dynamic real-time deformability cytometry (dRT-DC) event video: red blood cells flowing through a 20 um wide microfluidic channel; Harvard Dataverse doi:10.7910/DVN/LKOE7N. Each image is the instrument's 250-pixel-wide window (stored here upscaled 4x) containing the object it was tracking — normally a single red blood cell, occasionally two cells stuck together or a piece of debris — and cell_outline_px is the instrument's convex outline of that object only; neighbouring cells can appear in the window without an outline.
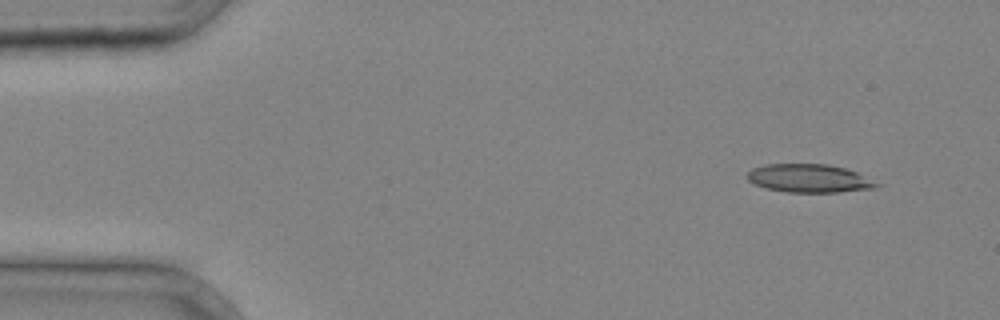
{"species": "common noctule bat (a hibernating species)", "species_latin": "Nyctalus noctula", "temperature_condition": "cold", "stored_images_in_passage": 3, "camera_frame_rate_fps": 3000, "um_per_image_px": 0.085, "animal": {"sex": "male", "body_mass_g": 20.4}, "frame": {"image": 1, "passage_image": 1, "time_ms": 0.0, "image_size_px": [1000, 320], "cell_outline_px": [[880, 184], [876, 188], [836, 192], [788, 192], [768, 188], [756, 184], [748, 180], [748, 172], [752, 168], [764, 164], [828, 164], [844, 168], [856, 172]], "centroid_in_image_um": [68.77, 15.15], "position_along_channel_um": 16.2, "area_um2": 21.04}}
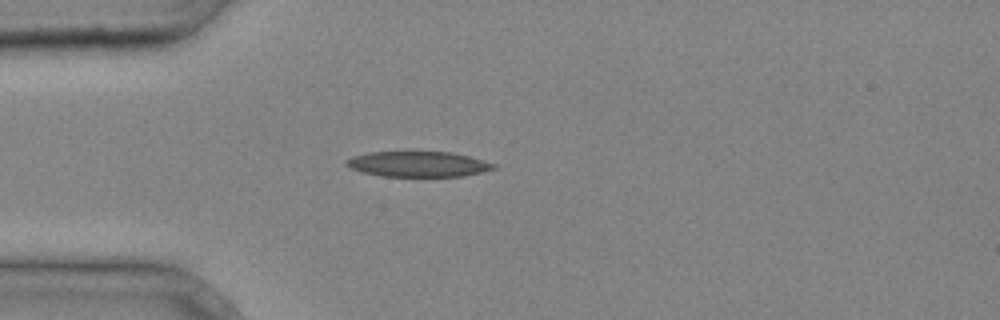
{"frame": {"image": 2, "passage_image": 3, "time_ms": 0.667, "image_size_px": [1000, 320], "cell_outline_px": [[496, 168], [464, 176], [380, 176], [360, 172], [344, 164], [344, 160], [352, 156], [368, 152], [416, 148], [452, 152], [468, 156], [496, 164]], "centroid_in_image_um": [35.46, 13.89], "position_along_channel_um": 49.5, "area_um2": 23.0}}